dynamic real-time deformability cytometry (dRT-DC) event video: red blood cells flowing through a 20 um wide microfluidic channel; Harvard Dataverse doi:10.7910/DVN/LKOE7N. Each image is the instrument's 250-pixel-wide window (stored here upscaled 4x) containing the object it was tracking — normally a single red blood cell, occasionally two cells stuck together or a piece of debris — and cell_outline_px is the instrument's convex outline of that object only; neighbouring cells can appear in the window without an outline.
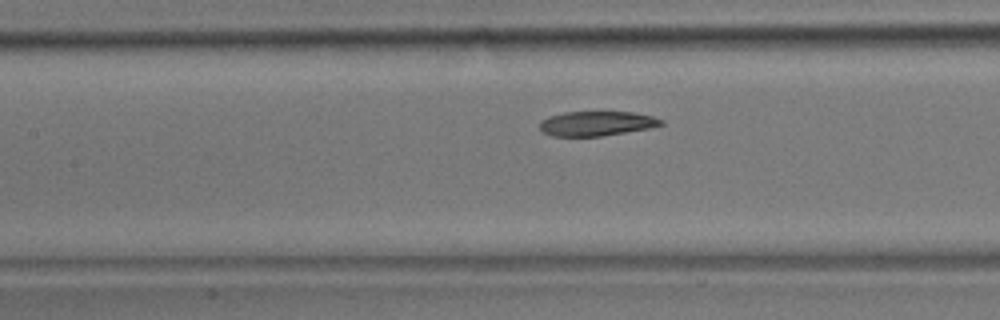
{"species": "common noctule bat (a hibernating species)", "species_latin": "Nyctalus noctula", "temperature_condition": "room temperature", "stored_images_in_passage": 18, "segment_of_instrument_passage": [2, 2], "camera_frame_rate_fps": 3000, "um_per_image_px": 0.085, "animal": {"sex": "male", "body_mass_g": 17.9}, "frame": {"image": 1, "passage_image": 18, "time_ms": 5.667, "image_size_px": [1000, 320], "cell_outline_px": [[664, 124], [648, 128], [600, 136], [552, 136], [540, 132], [540, 120], [548, 116], [564, 112], [632, 112], [652, 116], [664, 120]], "centroid_in_image_um": [50.66, 10.49], "position_along_channel_um": 156.7, "area_um2": 17.4}}